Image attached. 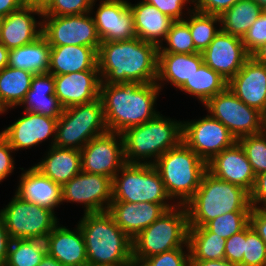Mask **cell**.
I'll use <instances>...</instances> for the list:
<instances>
[{"instance_id":"4","label":"cell","mask_w":266,"mask_h":266,"mask_svg":"<svg viewBox=\"0 0 266 266\" xmlns=\"http://www.w3.org/2000/svg\"><path fill=\"white\" fill-rule=\"evenodd\" d=\"M128 164H150L183 142V120L159 112L153 119L121 133Z\"/></svg>"},{"instance_id":"13","label":"cell","mask_w":266,"mask_h":266,"mask_svg":"<svg viewBox=\"0 0 266 266\" xmlns=\"http://www.w3.org/2000/svg\"><path fill=\"white\" fill-rule=\"evenodd\" d=\"M236 138L209 113L193 120H183V142L206 163L231 147Z\"/></svg>"},{"instance_id":"40","label":"cell","mask_w":266,"mask_h":266,"mask_svg":"<svg viewBox=\"0 0 266 266\" xmlns=\"http://www.w3.org/2000/svg\"><path fill=\"white\" fill-rule=\"evenodd\" d=\"M244 149L255 175L266 171V132L248 135L237 140Z\"/></svg>"},{"instance_id":"60","label":"cell","mask_w":266,"mask_h":266,"mask_svg":"<svg viewBox=\"0 0 266 266\" xmlns=\"http://www.w3.org/2000/svg\"><path fill=\"white\" fill-rule=\"evenodd\" d=\"M262 13H263L264 15H266V4H265L264 6H262Z\"/></svg>"},{"instance_id":"19","label":"cell","mask_w":266,"mask_h":266,"mask_svg":"<svg viewBox=\"0 0 266 266\" xmlns=\"http://www.w3.org/2000/svg\"><path fill=\"white\" fill-rule=\"evenodd\" d=\"M207 171L220 180L243 187L249 193L255 184L256 175L238 141L208 161Z\"/></svg>"},{"instance_id":"14","label":"cell","mask_w":266,"mask_h":266,"mask_svg":"<svg viewBox=\"0 0 266 266\" xmlns=\"http://www.w3.org/2000/svg\"><path fill=\"white\" fill-rule=\"evenodd\" d=\"M62 203L82 205L85 213L105 212L112 202V178L81 171L61 186Z\"/></svg>"},{"instance_id":"31","label":"cell","mask_w":266,"mask_h":266,"mask_svg":"<svg viewBox=\"0 0 266 266\" xmlns=\"http://www.w3.org/2000/svg\"><path fill=\"white\" fill-rule=\"evenodd\" d=\"M34 75L10 66L0 71V115L18 108L30 89Z\"/></svg>"},{"instance_id":"23","label":"cell","mask_w":266,"mask_h":266,"mask_svg":"<svg viewBox=\"0 0 266 266\" xmlns=\"http://www.w3.org/2000/svg\"><path fill=\"white\" fill-rule=\"evenodd\" d=\"M42 17V11L24 4L4 17L0 42L8 50L32 43L42 35Z\"/></svg>"},{"instance_id":"26","label":"cell","mask_w":266,"mask_h":266,"mask_svg":"<svg viewBox=\"0 0 266 266\" xmlns=\"http://www.w3.org/2000/svg\"><path fill=\"white\" fill-rule=\"evenodd\" d=\"M204 63L201 52L194 54L158 53L156 84L161 89L167 84L179 89Z\"/></svg>"},{"instance_id":"28","label":"cell","mask_w":266,"mask_h":266,"mask_svg":"<svg viewBox=\"0 0 266 266\" xmlns=\"http://www.w3.org/2000/svg\"><path fill=\"white\" fill-rule=\"evenodd\" d=\"M47 149L40 162L33 166L53 182L62 186L82 171L79 150L57 146Z\"/></svg>"},{"instance_id":"5","label":"cell","mask_w":266,"mask_h":266,"mask_svg":"<svg viewBox=\"0 0 266 266\" xmlns=\"http://www.w3.org/2000/svg\"><path fill=\"white\" fill-rule=\"evenodd\" d=\"M189 227H203L225 213L251 211L250 193L206 171L194 196L185 204Z\"/></svg>"},{"instance_id":"3","label":"cell","mask_w":266,"mask_h":266,"mask_svg":"<svg viewBox=\"0 0 266 266\" xmlns=\"http://www.w3.org/2000/svg\"><path fill=\"white\" fill-rule=\"evenodd\" d=\"M77 224L85 241L87 265L134 266L132 239L107 211L85 213Z\"/></svg>"},{"instance_id":"10","label":"cell","mask_w":266,"mask_h":266,"mask_svg":"<svg viewBox=\"0 0 266 266\" xmlns=\"http://www.w3.org/2000/svg\"><path fill=\"white\" fill-rule=\"evenodd\" d=\"M52 210L27 202L15 193L5 207L0 209L5 228L11 239L45 240L60 222Z\"/></svg>"},{"instance_id":"45","label":"cell","mask_w":266,"mask_h":266,"mask_svg":"<svg viewBox=\"0 0 266 266\" xmlns=\"http://www.w3.org/2000/svg\"><path fill=\"white\" fill-rule=\"evenodd\" d=\"M242 42L250 55L266 42V15L261 13L243 36Z\"/></svg>"},{"instance_id":"51","label":"cell","mask_w":266,"mask_h":266,"mask_svg":"<svg viewBox=\"0 0 266 266\" xmlns=\"http://www.w3.org/2000/svg\"><path fill=\"white\" fill-rule=\"evenodd\" d=\"M11 240L9 233L5 228L3 218L0 215V266H5L6 264Z\"/></svg>"},{"instance_id":"12","label":"cell","mask_w":266,"mask_h":266,"mask_svg":"<svg viewBox=\"0 0 266 266\" xmlns=\"http://www.w3.org/2000/svg\"><path fill=\"white\" fill-rule=\"evenodd\" d=\"M42 35L50 46L81 45L96 52L102 43L92 15L43 16Z\"/></svg>"},{"instance_id":"42","label":"cell","mask_w":266,"mask_h":266,"mask_svg":"<svg viewBox=\"0 0 266 266\" xmlns=\"http://www.w3.org/2000/svg\"><path fill=\"white\" fill-rule=\"evenodd\" d=\"M94 0H53L43 16H67L89 13Z\"/></svg>"},{"instance_id":"11","label":"cell","mask_w":266,"mask_h":266,"mask_svg":"<svg viewBox=\"0 0 266 266\" xmlns=\"http://www.w3.org/2000/svg\"><path fill=\"white\" fill-rule=\"evenodd\" d=\"M206 113L220 121L238 140L264 131L266 116L246 105L228 87L211 97L204 105Z\"/></svg>"},{"instance_id":"38","label":"cell","mask_w":266,"mask_h":266,"mask_svg":"<svg viewBox=\"0 0 266 266\" xmlns=\"http://www.w3.org/2000/svg\"><path fill=\"white\" fill-rule=\"evenodd\" d=\"M199 52L193 43L188 24L184 20L174 21L165 40L159 45L158 53H184Z\"/></svg>"},{"instance_id":"1","label":"cell","mask_w":266,"mask_h":266,"mask_svg":"<svg viewBox=\"0 0 266 266\" xmlns=\"http://www.w3.org/2000/svg\"><path fill=\"white\" fill-rule=\"evenodd\" d=\"M158 46L133 38L102 42L97 51L101 83L148 84L156 82Z\"/></svg>"},{"instance_id":"30","label":"cell","mask_w":266,"mask_h":266,"mask_svg":"<svg viewBox=\"0 0 266 266\" xmlns=\"http://www.w3.org/2000/svg\"><path fill=\"white\" fill-rule=\"evenodd\" d=\"M85 70H98L97 52L92 47L51 46L48 73L64 75Z\"/></svg>"},{"instance_id":"57","label":"cell","mask_w":266,"mask_h":266,"mask_svg":"<svg viewBox=\"0 0 266 266\" xmlns=\"http://www.w3.org/2000/svg\"><path fill=\"white\" fill-rule=\"evenodd\" d=\"M37 266H63L59 263L54 257H51L46 253V255L42 258L40 264Z\"/></svg>"},{"instance_id":"33","label":"cell","mask_w":266,"mask_h":266,"mask_svg":"<svg viewBox=\"0 0 266 266\" xmlns=\"http://www.w3.org/2000/svg\"><path fill=\"white\" fill-rule=\"evenodd\" d=\"M226 239L210 232L205 226L188 228L190 261L225 259Z\"/></svg>"},{"instance_id":"53","label":"cell","mask_w":266,"mask_h":266,"mask_svg":"<svg viewBox=\"0 0 266 266\" xmlns=\"http://www.w3.org/2000/svg\"><path fill=\"white\" fill-rule=\"evenodd\" d=\"M190 266H237L226 259L214 261H190Z\"/></svg>"},{"instance_id":"49","label":"cell","mask_w":266,"mask_h":266,"mask_svg":"<svg viewBox=\"0 0 266 266\" xmlns=\"http://www.w3.org/2000/svg\"><path fill=\"white\" fill-rule=\"evenodd\" d=\"M250 204L252 208L266 210V171L256 176L250 192Z\"/></svg>"},{"instance_id":"29","label":"cell","mask_w":266,"mask_h":266,"mask_svg":"<svg viewBox=\"0 0 266 266\" xmlns=\"http://www.w3.org/2000/svg\"><path fill=\"white\" fill-rule=\"evenodd\" d=\"M128 5L133 13L137 38L159 47L165 40L174 20L142 0L135 4L128 1Z\"/></svg>"},{"instance_id":"36","label":"cell","mask_w":266,"mask_h":266,"mask_svg":"<svg viewBox=\"0 0 266 266\" xmlns=\"http://www.w3.org/2000/svg\"><path fill=\"white\" fill-rule=\"evenodd\" d=\"M184 21L189 26L193 43L199 52H203L221 30L219 15L205 14L193 9Z\"/></svg>"},{"instance_id":"54","label":"cell","mask_w":266,"mask_h":266,"mask_svg":"<svg viewBox=\"0 0 266 266\" xmlns=\"http://www.w3.org/2000/svg\"><path fill=\"white\" fill-rule=\"evenodd\" d=\"M25 5L44 11L53 0H23Z\"/></svg>"},{"instance_id":"2","label":"cell","mask_w":266,"mask_h":266,"mask_svg":"<svg viewBox=\"0 0 266 266\" xmlns=\"http://www.w3.org/2000/svg\"><path fill=\"white\" fill-rule=\"evenodd\" d=\"M161 92L156 82L101 83L100 98L108 131L121 134L131 127L153 119L159 113L156 107Z\"/></svg>"},{"instance_id":"25","label":"cell","mask_w":266,"mask_h":266,"mask_svg":"<svg viewBox=\"0 0 266 266\" xmlns=\"http://www.w3.org/2000/svg\"><path fill=\"white\" fill-rule=\"evenodd\" d=\"M22 173L15 194L21 199L46 207L53 212L55 208L63 205L61 185L53 182L49 177L43 175L33 165L28 169L20 168Z\"/></svg>"},{"instance_id":"34","label":"cell","mask_w":266,"mask_h":266,"mask_svg":"<svg viewBox=\"0 0 266 266\" xmlns=\"http://www.w3.org/2000/svg\"><path fill=\"white\" fill-rule=\"evenodd\" d=\"M227 84L228 81L225 78L203 63L179 90L195 97L204 105L211 97L224 91Z\"/></svg>"},{"instance_id":"47","label":"cell","mask_w":266,"mask_h":266,"mask_svg":"<svg viewBox=\"0 0 266 266\" xmlns=\"http://www.w3.org/2000/svg\"><path fill=\"white\" fill-rule=\"evenodd\" d=\"M16 153L9 142L0 134V184L14 172Z\"/></svg>"},{"instance_id":"8","label":"cell","mask_w":266,"mask_h":266,"mask_svg":"<svg viewBox=\"0 0 266 266\" xmlns=\"http://www.w3.org/2000/svg\"><path fill=\"white\" fill-rule=\"evenodd\" d=\"M108 132L100 97L63 110L57 120L54 146L81 150L92 138Z\"/></svg>"},{"instance_id":"9","label":"cell","mask_w":266,"mask_h":266,"mask_svg":"<svg viewBox=\"0 0 266 266\" xmlns=\"http://www.w3.org/2000/svg\"><path fill=\"white\" fill-rule=\"evenodd\" d=\"M112 201L175 204L160 174L150 164L126 163L112 179Z\"/></svg>"},{"instance_id":"35","label":"cell","mask_w":266,"mask_h":266,"mask_svg":"<svg viewBox=\"0 0 266 266\" xmlns=\"http://www.w3.org/2000/svg\"><path fill=\"white\" fill-rule=\"evenodd\" d=\"M261 13L262 7L253 0H240L220 15L221 30L243 38Z\"/></svg>"},{"instance_id":"15","label":"cell","mask_w":266,"mask_h":266,"mask_svg":"<svg viewBox=\"0 0 266 266\" xmlns=\"http://www.w3.org/2000/svg\"><path fill=\"white\" fill-rule=\"evenodd\" d=\"M82 171L114 178L126 164L120 133L106 132L92 138L81 150Z\"/></svg>"},{"instance_id":"48","label":"cell","mask_w":266,"mask_h":266,"mask_svg":"<svg viewBox=\"0 0 266 266\" xmlns=\"http://www.w3.org/2000/svg\"><path fill=\"white\" fill-rule=\"evenodd\" d=\"M238 1L240 0H196L192 6L195 11L220 16Z\"/></svg>"},{"instance_id":"18","label":"cell","mask_w":266,"mask_h":266,"mask_svg":"<svg viewBox=\"0 0 266 266\" xmlns=\"http://www.w3.org/2000/svg\"><path fill=\"white\" fill-rule=\"evenodd\" d=\"M204 63L229 81L251 56L242 38L220 30L208 47L201 52Z\"/></svg>"},{"instance_id":"56","label":"cell","mask_w":266,"mask_h":266,"mask_svg":"<svg viewBox=\"0 0 266 266\" xmlns=\"http://www.w3.org/2000/svg\"><path fill=\"white\" fill-rule=\"evenodd\" d=\"M9 50L0 42V71L8 66Z\"/></svg>"},{"instance_id":"20","label":"cell","mask_w":266,"mask_h":266,"mask_svg":"<svg viewBox=\"0 0 266 266\" xmlns=\"http://www.w3.org/2000/svg\"><path fill=\"white\" fill-rule=\"evenodd\" d=\"M55 96L62 107L85 104L100 97L99 70H85L64 75H54Z\"/></svg>"},{"instance_id":"22","label":"cell","mask_w":266,"mask_h":266,"mask_svg":"<svg viewBox=\"0 0 266 266\" xmlns=\"http://www.w3.org/2000/svg\"><path fill=\"white\" fill-rule=\"evenodd\" d=\"M176 204H155L149 202L131 203L112 201L107 212L115 223L134 239L146 227L156 221L164 212Z\"/></svg>"},{"instance_id":"24","label":"cell","mask_w":266,"mask_h":266,"mask_svg":"<svg viewBox=\"0 0 266 266\" xmlns=\"http://www.w3.org/2000/svg\"><path fill=\"white\" fill-rule=\"evenodd\" d=\"M72 229L60 224L45 238L46 252L63 266H87V252L80 227Z\"/></svg>"},{"instance_id":"27","label":"cell","mask_w":266,"mask_h":266,"mask_svg":"<svg viewBox=\"0 0 266 266\" xmlns=\"http://www.w3.org/2000/svg\"><path fill=\"white\" fill-rule=\"evenodd\" d=\"M19 107L25 112L40 114L59 119L64 108L55 96L54 75L50 73L35 74L29 91Z\"/></svg>"},{"instance_id":"7","label":"cell","mask_w":266,"mask_h":266,"mask_svg":"<svg viewBox=\"0 0 266 266\" xmlns=\"http://www.w3.org/2000/svg\"><path fill=\"white\" fill-rule=\"evenodd\" d=\"M188 213L185 205H175L132 239L134 266L151 256L188 246Z\"/></svg>"},{"instance_id":"43","label":"cell","mask_w":266,"mask_h":266,"mask_svg":"<svg viewBox=\"0 0 266 266\" xmlns=\"http://www.w3.org/2000/svg\"><path fill=\"white\" fill-rule=\"evenodd\" d=\"M137 266H190L189 248H176L142 260Z\"/></svg>"},{"instance_id":"6","label":"cell","mask_w":266,"mask_h":266,"mask_svg":"<svg viewBox=\"0 0 266 266\" xmlns=\"http://www.w3.org/2000/svg\"><path fill=\"white\" fill-rule=\"evenodd\" d=\"M153 166L176 205H185L194 196L207 171V163L184 142L166 151Z\"/></svg>"},{"instance_id":"59","label":"cell","mask_w":266,"mask_h":266,"mask_svg":"<svg viewBox=\"0 0 266 266\" xmlns=\"http://www.w3.org/2000/svg\"><path fill=\"white\" fill-rule=\"evenodd\" d=\"M4 17L5 16L0 15V30H1V27H2V24H3Z\"/></svg>"},{"instance_id":"39","label":"cell","mask_w":266,"mask_h":266,"mask_svg":"<svg viewBox=\"0 0 266 266\" xmlns=\"http://www.w3.org/2000/svg\"><path fill=\"white\" fill-rule=\"evenodd\" d=\"M251 211H234L225 213L209 221L205 227L212 233L228 239L242 231L249 224Z\"/></svg>"},{"instance_id":"37","label":"cell","mask_w":266,"mask_h":266,"mask_svg":"<svg viewBox=\"0 0 266 266\" xmlns=\"http://www.w3.org/2000/svg\"><path fill=\"white\" fill-rule=\"evenodd\" d=\"M44 240H11L5 266H37L46 255Z\"/></svg>"},{"instance_id":"41","label":"cell","mask_w":266,"mask_h":266,"mask_svg":"<svg viewBox=\"0 0 266 266\" xmlns=\"http://www.w3.org/2000/svg\"><path fill=\"white\" fill-rule=\"evenodd\" d=\"M243 266H266V244L250 224L245 227Z\"/></svg>"},{"instance_id":"21","label":"cell","mask_w":266,"mask_h":266,"mask_svg":"<svg viewBox=\"0 0 266 266\" xmlns=\"http://www.w3.org/2000/svg\"><path fill=\"white\" fill-rule=\"evenodd\" d=\"M227 87L246 105L266 116V65L250 56Z\"/></svg>"},{"instance_id":"55","label":"cell","mask_w":266,"mask_h":266,"mask_svg":"<svg viewBox=\"0 0 266 266\" xmlns=\"http://www.w3.org/2000/svg\"><path fill=\"white\" fill-rule=\"evenodd\" d=\"M251 56L258 62L266 65V42L257 48Z\"/></svg>"},{"instance_id":"17","label":"cell","mask_w":266,"mask_h":266,"mask_svg":"<svg viewBox=\"0 0 266 266\" xmlns=\"http://www.w3.org/2000/svg\"><path fill=\"white\" fill-rule=\"evenodd\" d=\"M23 113V116L20 115L0 132L14 151L32 149L48 140L49 148L54 146L58 119L25 111Z\"/></svg>"},{"instance_id":"32","label":"cell","mask_w":266,"mask_h":266,"mask_svg":"<svg viewBox=\"0 0 266 266\" xmlns=\"http://www.w3.org/2000/svg\"><path fill=\"white\" fill-rule=\"evenodd\" d=\"M51 46L43 35L32 43L9 50L8 66L34 74L48 73Z\"/></svg>"},{"instance_id":"44","label":"cell","mask_w":266,"mask_h":266,"mask_svg":"<svg viewBox=\"0 0 266 266\" xmlns=\"http://www.w3.org/2000/svg\"><path fill=\"white\" fill-rule=\"evenodd\" d=\"M142 1L153 5L160 12L170 17L174 21L184 20L188 16V14L193 10V6H191L193 5V3L190 0H142ZM185 8L187 9V11L185 10Z\"/></svg>"},{"instance_id":"50","label":"cell","mask_w":266,"mask_h":266,"mask_svg":"<svg viewBox=\"0 0 266 266\" xmlns=\"http://www.w3.org/2000/svg\"><path fill=\"white\" fill-rule=\"evenodd\" d=\"M249 224L266 244V210L252 208Z\"/></svg>"},{"instance_id":"58","label":"cell","mask_w":266,"mask_h":266,"mask_svg":"<svg viewBox=\"0 0 266 266\" xmlns=\"http://www.w3.org/2000/svg\"><path fill=\"white\" fill-rule=\"evenodd\" d=\"M253 1L256 2L258 5H260L261 7L266 4V0H253Z\"/></svg>"},{"instance_id":"46","label":"cell","mask_w":266,"mask_h":266,"mask_svg":"<svg viewBox=\"0 0 266 266\" xmlns=\"http://www.w3.org/2000/svg\"><path fill=\"white\" fill-rule=\"evenodd\" d=\"M245 252V228L226 239L225 259L237 266H243Z\"/></svg>"},{"instance_id":"16","label":"cell","mask_w":266,"mask_h":266,"mask_svg":"<svg viewBox=\"0 0 266 266\" xmlns=\"http://www.w3.org/2000/svg\"><path fill=\"white\" fill-rule=\"evenodd\" d=\"M97 1L94 0L90 14L102 42L123 41L137 37L128 0H99V4H96Z\"/></svg>"},{"instance_id":"61","label":"cell","mask_w":266,"mask_h":266,"mask_svg":"<svg viewBox=\"0 0 266 266\" xmlns=\"http://www.w3.org/2000/svg\"><path fill=\"white\" fill-rule=\"evenodd\" d=\"M264 131L266 132V120H265V123H264Z\"/></svg>"},{"instance_id":"52","label":"cell","mask_w":266,"mask_h":266,"mask_svg":"<svg viewBox=\"0 0 266 266\" xmlns=\"http://www.w3.org/2000/svg\"><path fill=\"white\" fill-rule=\"evenodd\" d=\"M24 5L23 0H0V15L7 16Z\"/></svg>"}]
</instances>
